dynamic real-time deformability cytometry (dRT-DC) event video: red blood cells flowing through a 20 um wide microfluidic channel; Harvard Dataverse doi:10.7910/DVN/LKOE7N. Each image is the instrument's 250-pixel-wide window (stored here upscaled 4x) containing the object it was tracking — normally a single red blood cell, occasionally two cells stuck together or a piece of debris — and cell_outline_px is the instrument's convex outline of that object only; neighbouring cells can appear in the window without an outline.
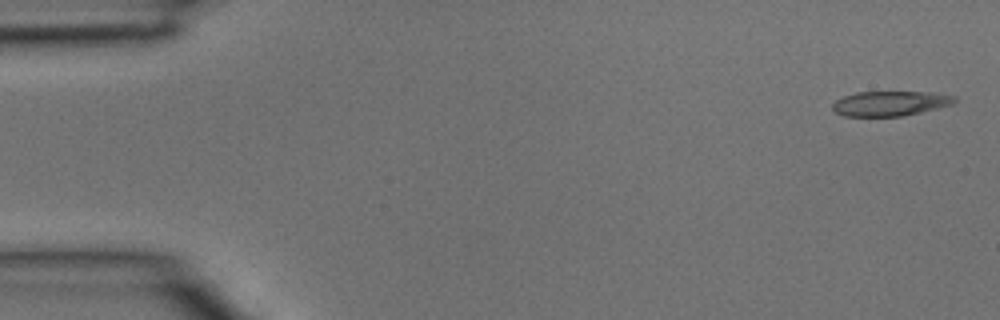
{"species": "common noctule bat (a hibernating species)", "species_latin": "Nyctalus noctula", "temperature_condition": "room temperature", "stored_images_in_passage": 38, "camera_frame_rate_fps": 3000, "um_per_image_px": 0.085, "animal": {"sex": "male", "body_mass_g": 15.6}, "frame": {"image": 1, "passage_image": 1, "time_ms": 0.0, "image_size_px": [1000, 320], "cell_outline_px": [[956, 100], [952, 104], [904, 116], [844, 116], [836, 112], [832, 108], [832, 104], [836, 100], [844, 96], [856, 92], [928, 92], [956, 96]], "centroid_in_image_um": [75.64, 8.79], "position_along_channel_um": 9.4, "area_um2": 17.51}}
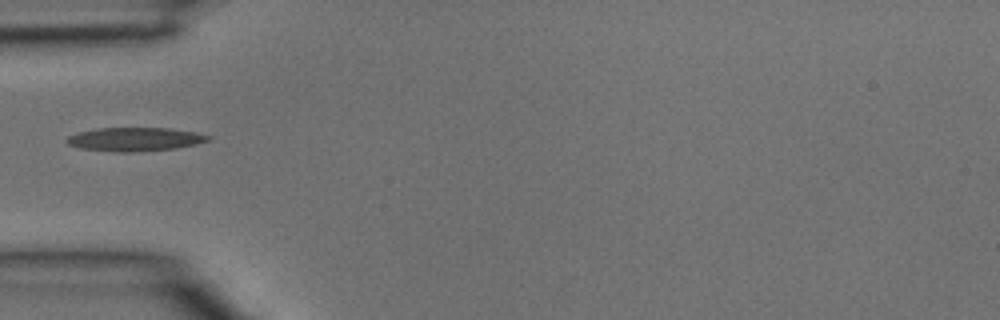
{"frame": {"image": 2, "passage_image": 12, "time_ms": 3.667, "image_size_px": [1000, 320], "cell_outline_px": [[212, 140], [196, 144], [176, 148], [132, 152], [116, 152], [80, 148], [68, 144], [64, 140], [68, 136], [80, 132], [96, 128], [168, 128], [196, 132], [212, 136]], "centroid_in_image_um": [11.49, 11.83], "position_along_channel_um": 73.5, "area_um2": 19.54}}
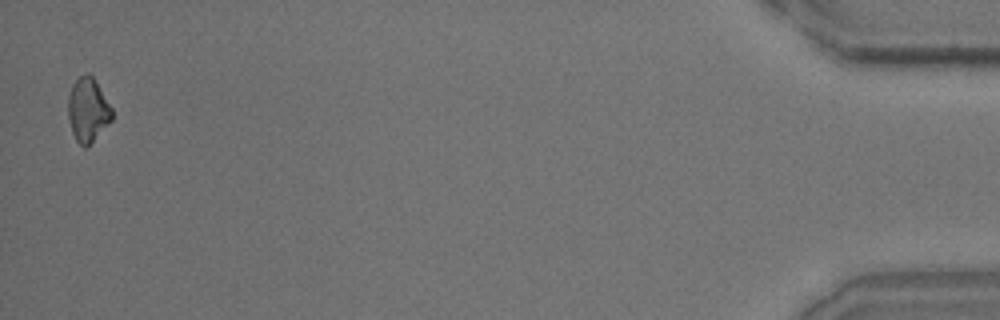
{"frame": {"image": 3, "passage_image": 38, "time_ms": 12.333, "image_size_px": [1000, 320], "cell_outline_px": [[112, 120], [84, 148], [76, 140], [72, 132], [68, 116], [68, 96], [72, 84], [84, 72], [88, 72], [92, 76], [112, 108]], "centroid_in_image_um": [7.45, 9.3], "position_along_channel_um": 427.8, "area_um2": 16.07}}